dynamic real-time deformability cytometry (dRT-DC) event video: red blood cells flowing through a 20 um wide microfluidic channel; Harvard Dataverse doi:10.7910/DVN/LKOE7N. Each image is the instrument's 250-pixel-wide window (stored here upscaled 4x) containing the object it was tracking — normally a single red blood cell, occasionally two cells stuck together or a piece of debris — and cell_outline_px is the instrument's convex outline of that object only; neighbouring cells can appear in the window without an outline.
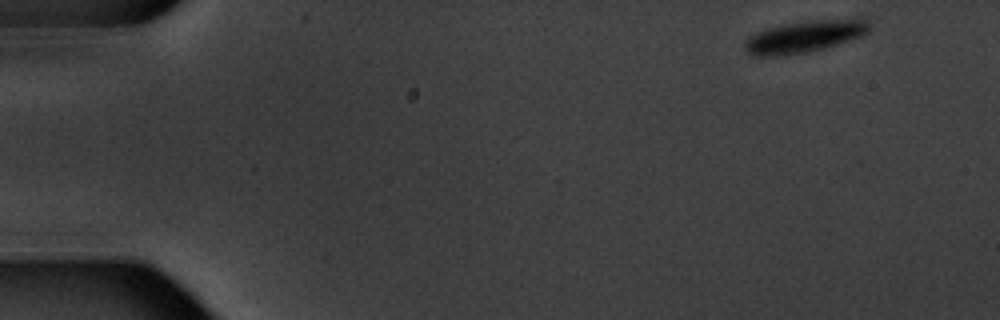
{"species": "common noctule bat (a hibernating species)", "species_latin": "Nyctalus noctula", "temperature_condition": "warm", "stored_images_in_passage": 6, "camera_frame_rate_fps": 3000, "um_per_image_px": 0.085, "animal": {"sex": "male", "body_mass_g": 20.1, "forearm_length_mm": 53.5}, "frame": {"image": 1, "passage_image": 1, "time_ms": 0.0, "image_size_px": [1000, 320], "cell_outline_px": [[868, 32], [860, 36], [824, 48], [804, 52], [776, 56], [752, 56], [744, 48], [744, 40], [748, 36], [764, 28], [784, 24], [812, 20], [852, 16], [860, 16], [868, 24]], "centroid_in_image_um": [68.37, 3.06], "position_along_channel_um": 16.6, "area_um2": 23.47}}
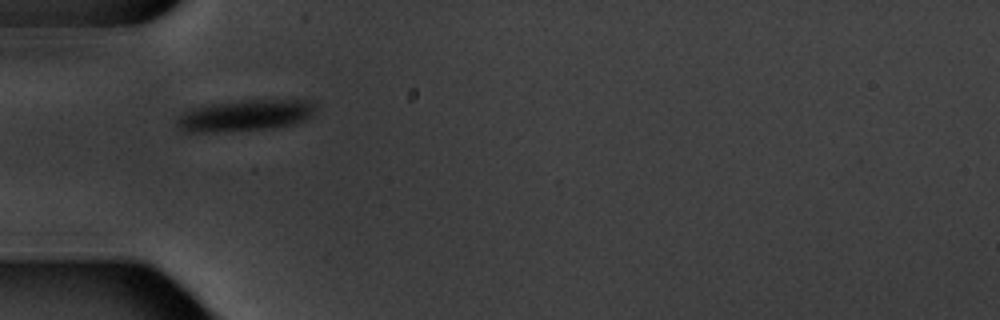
{"frame": {"image": 2, "passage_image": 5, "time_ms": 4.667, "image_size_px": [1000, 320], "cell_outline_px": [[316, 108], [312, 116], [296, 124], [272, 128], [220, 132], [184, 132], [176, 128], [176, 120], [184, 112], [192, 108], [212, 104], [240, 100], [308, 100]], "centroid_in_image_um": [20.8, 9.83], "position_along_channel_um": 64.2, "area_um2": 25.49}}